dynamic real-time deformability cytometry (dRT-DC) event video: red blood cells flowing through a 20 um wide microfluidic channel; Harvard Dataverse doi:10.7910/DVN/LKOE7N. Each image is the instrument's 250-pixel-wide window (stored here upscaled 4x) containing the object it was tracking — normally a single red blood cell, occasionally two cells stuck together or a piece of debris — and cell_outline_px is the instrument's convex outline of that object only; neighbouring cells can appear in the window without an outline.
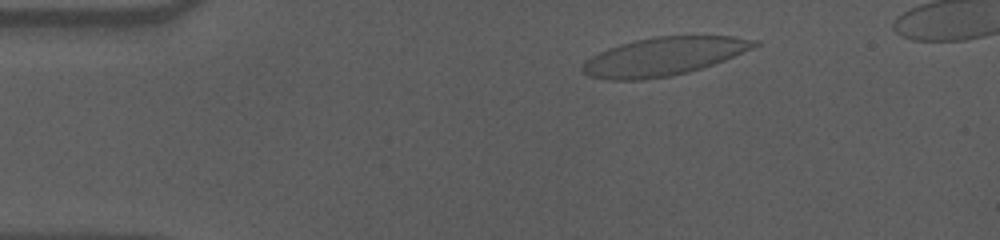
{"species": "human", "species_latin": "Homo sapiens", "temperature_condition": "cold", "stored_images_in_passage": 47, "camera_frame_rate_fps": 3000, "um_per_image_px": 0.085, "donor": {"sex": "male"}, "frame": {"image": 1, "passage_image": 1, "time_ms": 0.0, "image_size_px": [1000, 240], "cell_outline_px": [[760, 44], [752, 48], [724, 60], [688, 72], [672, 76], [644, 80], [608, 80], [588, 76], [580, 68], [592, 56], [608, 48], [620, 44], [636, 40], [656, 36], [732, 36], [760, 40]], "centroid_in_image_um": [56.41, 4.8], "position_along_channel_um": 28.6, "area_um2": 38.15}}
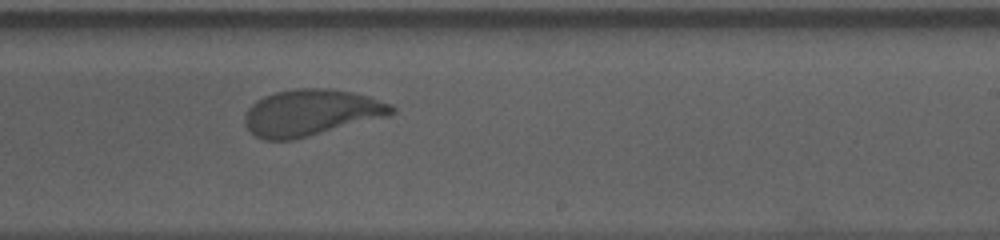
{"frame": {"image": 2, "passage_image": 26, "time_ms": 8.333, "image_size_px": [1000, 240], "cell_outline_px": [[396, 112], [388, 116], [292, 140], [264, 140], [256, 136], [244, 124], [244, 116], [248, 108], [256, 100], [264, 96], [276, 92], [296, 88], [328, 88], [352, 92], [368, 96], [392, 104], [396, 108]], "centroid_in_image_um": [26.44, 9.57], "position_along_channel_um": 262.6, "area_um2": 39.65}}
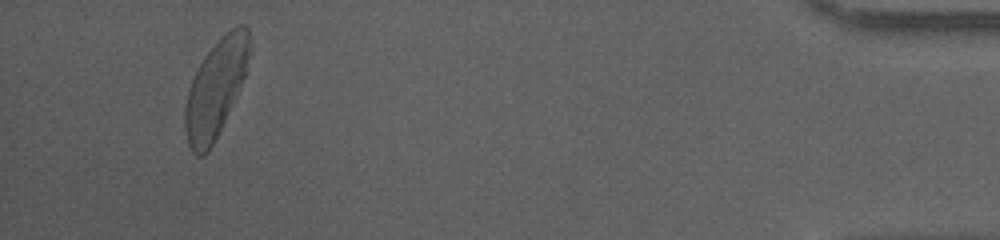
{"frame": {"image": 3, "passage_image": 45, "time_ms": 14.667, "image_size_px": [1000, 240], "cell_outline_px": [[252, 48], [244, 76], [228, 112], [208, 152], [200, 156], [196, 156], [192, 152], [188, 144], [184, 128], [184, 108], [188, 88], [204, 56], [232, 28], [240, 24], [244, 24], [248, 28], [252, 40]], "centroid_in_image_um": [18.33, 7.5], "position_along_channel_um": 416.9, "area_um2": 36.01}, "authors_computed_cell_mechanics": {"area_um2": 39.4774, "velocity_mm_per_s": 3.5383, "shape_relaxation_time_tau1_ms": 5.1017, "shape_relaxation_time_tau2_ms": 0.874, "deformation_change_tau1": 0.1774, "deformation_change_tau2": 0.0711}}